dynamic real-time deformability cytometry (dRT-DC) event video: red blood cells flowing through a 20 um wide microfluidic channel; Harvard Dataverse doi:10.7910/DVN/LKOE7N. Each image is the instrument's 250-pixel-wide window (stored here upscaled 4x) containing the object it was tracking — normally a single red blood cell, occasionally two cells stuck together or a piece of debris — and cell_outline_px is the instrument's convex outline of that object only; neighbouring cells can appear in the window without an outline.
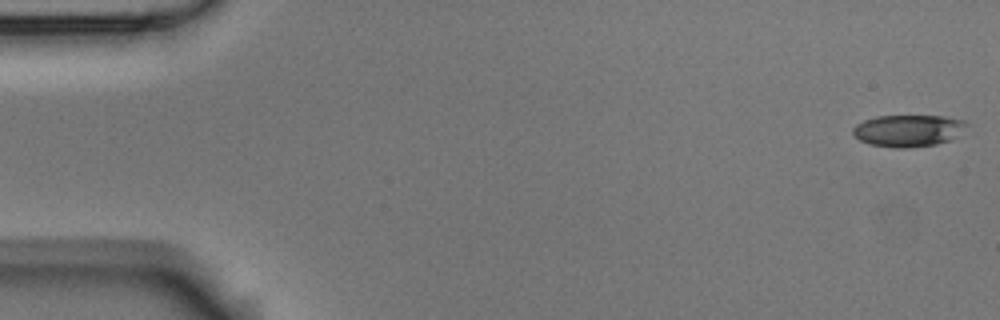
{"species": "Egyptian fruit bat (a non-hibernating species)", "species_latin": "Rousettus aegyptiacus", "temperature_condition": "room temperature", "stored_images_in_passage": 5, "camera_frame_rate_fps": 3000, "um_per_image_px": 0.085, "animal": {"sex": "male"}, "frame": {"image": 1, "passage_image": 1, "time_ms": 0.0, "image_size_px": [1000, 320], "cell_outline_px": [[972, 124], [948, 140], [936, 144], [904, 148], [896, 148], [872, 144], [860, 140], [852, 132], [852, 128], [856, 124], [864, 120], [876, 116], [944, 116], [964, 120]], "centroid_in_image_um": [77.21, 11.08], "position_along_channel_um": 7.8, "area_um2": 20.98}}